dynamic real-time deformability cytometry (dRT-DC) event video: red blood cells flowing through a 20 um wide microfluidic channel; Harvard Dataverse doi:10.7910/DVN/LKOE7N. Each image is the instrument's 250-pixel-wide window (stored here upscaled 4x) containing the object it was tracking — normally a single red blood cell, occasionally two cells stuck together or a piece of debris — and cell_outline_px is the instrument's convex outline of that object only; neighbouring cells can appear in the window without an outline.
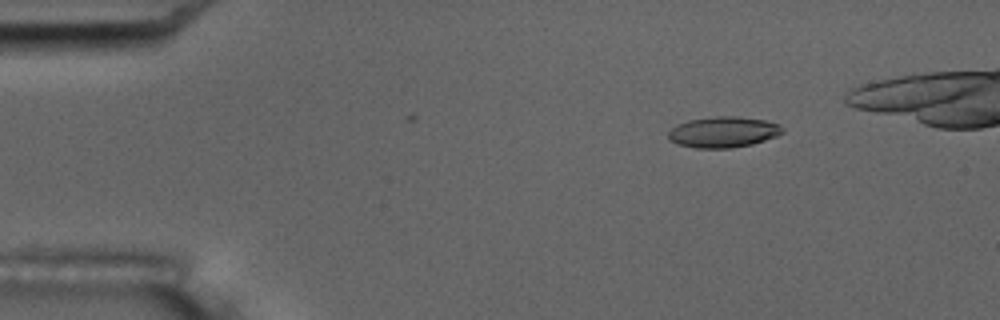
{"species": "common noctule bat (a hibernating species)", "species_latin": "Nyctalus noctula", "temperature_condition": "room temperature", "stored_images_in_passage": 10, "camera_frame_rate_fps": 3000, "um_per_image_px": 0.085, "animal": {"sex": "male", "body_mass_g": 17.5, "forearm_length_mm": 52.3}, "frame": {"image": 1, "passage_image": 2, "time_ms": 1.333, "image_size_px": [1000, 320], "cell_outline_px": [[784, 132], [776, 136], [752, 144], [732, 148], [696, 148], [680, 144], [668, 140], [668, 132], [676, 124], [688, 120], [716, 116], [736, 116], [764, 120], [780, 124], [784, 128]], "centroid_in_image_um": [61.48, 11.22], "position_along_channel_um": 23.5, "area_um2": 20.58}}